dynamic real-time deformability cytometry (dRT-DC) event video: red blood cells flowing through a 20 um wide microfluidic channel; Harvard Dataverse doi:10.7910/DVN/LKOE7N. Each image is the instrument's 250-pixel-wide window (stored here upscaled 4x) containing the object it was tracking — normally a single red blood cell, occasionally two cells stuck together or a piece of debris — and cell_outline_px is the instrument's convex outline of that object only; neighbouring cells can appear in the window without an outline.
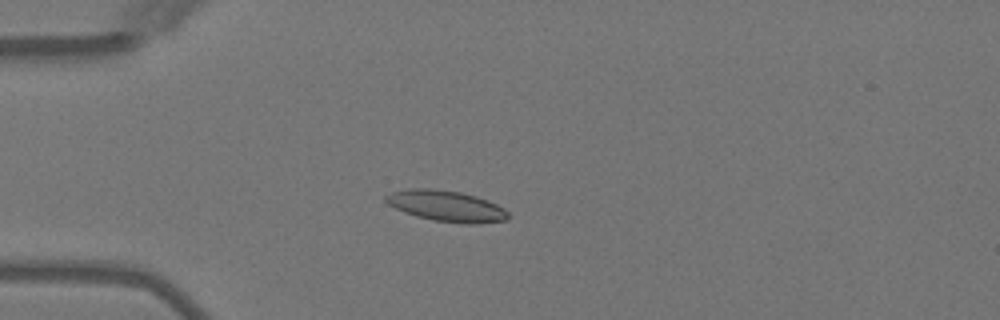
{"species": "Egyptian fruit bat (a non-hibernating species)", "species_latin": "Rousettus aegyptiacus", "temperature_condition": "warm", "stored_images_in_passage": 5, "camera_frame_rate_fps": 3000, "um_per_image_px": 0.085, "animal": {"sex": "female"}, "frame": {"image": 1, "passage_image": 5, "time_ms": 4.667, "image_size_px": [1000, 320], "cell_outline_px": [[508, 220], [480, 224], [464, 224], [432, 220], [416, 216], [404, 212], [388, 204], [384, 200], [384, 196], [392, 192], [408, 188], [428, 188], [460, 192], [476, 196], [488, 200], [504, 208], [508, 212]], "centroid_in_image_um": [37.95, 17.52], "position_along_channel_um": 47.1, "area_um2": 22.25}}